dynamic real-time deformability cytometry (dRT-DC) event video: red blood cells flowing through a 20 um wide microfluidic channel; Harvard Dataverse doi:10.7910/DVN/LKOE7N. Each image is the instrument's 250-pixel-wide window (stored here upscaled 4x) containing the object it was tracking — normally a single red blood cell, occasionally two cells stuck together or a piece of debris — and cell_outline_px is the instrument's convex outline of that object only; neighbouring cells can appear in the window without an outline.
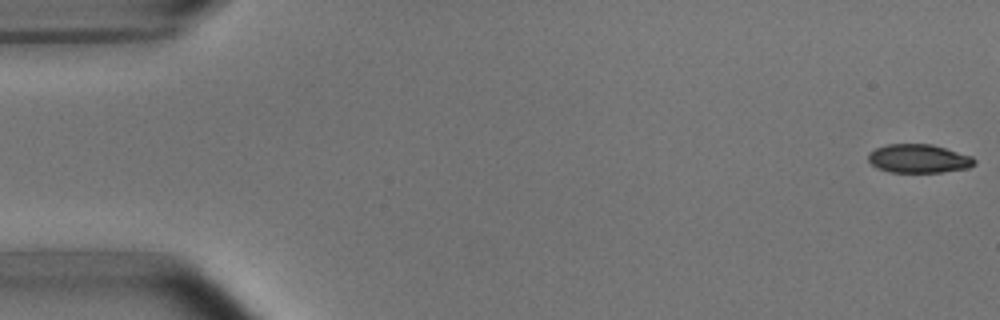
{"species": "common noctule bat (a hibernating species)", "species_latin": "Nyctalus noctula", "temperature_condition": "room temperature", "stored_images_in_passage": 5, "camera_frame_rate_fps": 3000, "um_per_image_px": 0.085, "animal": {"sex": "male", "body_mass_g": 15.6}, "frame": {"image": 1, "passage_image": 1, "time_ms": 0.0, "image_size_px": [1000, 320], "cell_outline_px": [[976, 164], [968, 168], [944, 172], [888, 172], [876, 168], [868, 160], [868, 156], [876, 148], [888, 144], [932, 144], [972, 156], [976, 160]], "centroid_in_image_um": [78.11, 13.49], "position_along_channel_um": 6.9, "area_um2": 17.74}}